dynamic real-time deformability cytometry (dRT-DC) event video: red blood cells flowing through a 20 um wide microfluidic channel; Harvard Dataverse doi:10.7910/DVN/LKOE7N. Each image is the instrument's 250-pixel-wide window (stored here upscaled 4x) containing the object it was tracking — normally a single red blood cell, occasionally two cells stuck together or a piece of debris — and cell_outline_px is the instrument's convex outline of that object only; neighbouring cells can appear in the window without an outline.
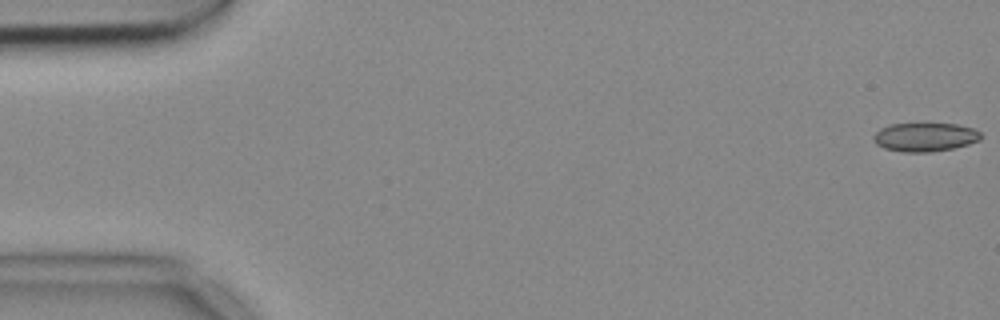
{"species": "common noctule bat (a hibernating species)", "species_latin": "Nyctalus noctula", "temperature_condition": "cold", "stored_images_in_passage": 54, "camera_frame_rate_fps": 3000, "um_per_image_px": 0.085, "animal": {"sex": "female", "body_mass_g": 18.4}, "frame": {"image": 1, "passage_image": 1, "time_ms": 0.0, "image_size_px": [1000, 320], "cell_outline_px": [[984, 136], [980, 140], [968, 144], [952, 148], [932, 152], [904, 152], [884, 148], [876, 144], [872, 140], [872, 136], [880, 128], [892, 124], [924, 120], [956, 124], [972, 128], [980, 132]], "centroid_in_image_um": [78.61, 11.6], "position_along_channel_um": 6.4, "area_um2": 18.9}}
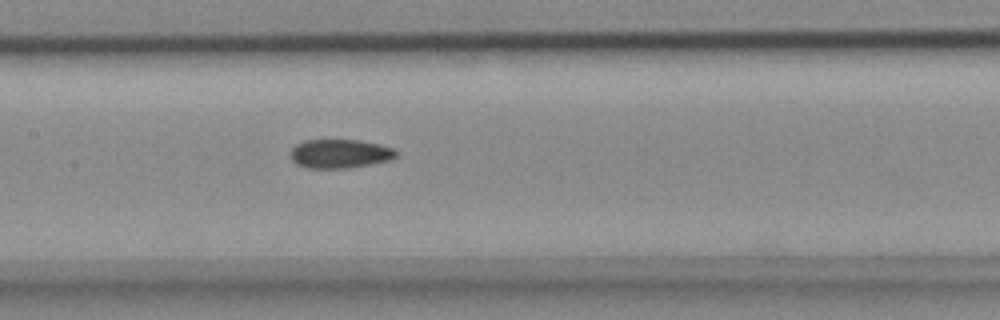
{"frame": {"image": 2, "passage_image": 26, "time_ms": 8.333, "image_size_px": [1000, 320], "cell_outline_px": [[396, 156], [388, 160], [368, 164], [344, 168], [308, 168], [296, 164], [292, 160], [292, 148], [296, 144], [304, 140], [360, 140], [380, 144], [392, 148], [396, 152]], "centroid_in_image_um": [28.86, 13.05], "position_along_channel_um": 178.5, "area_um2": 17.51}}
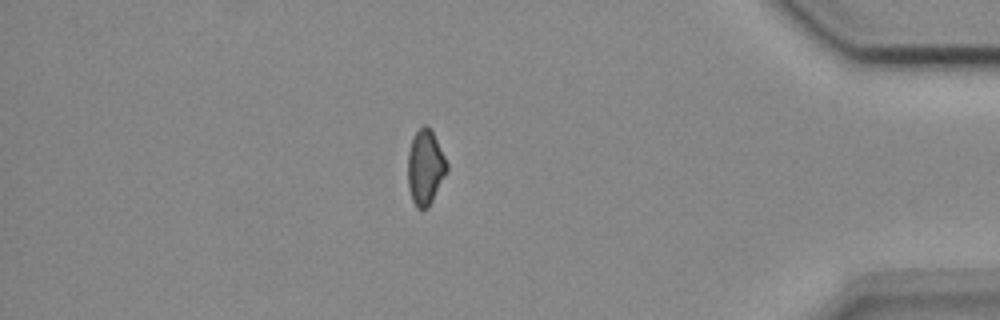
{"frame": {"image": 3, "passage_image": 47, "time_ms": 15.333, "image_size_px": [1000, 320], "cell_outline_px": [[448, 168], [428, 208], [416, 208], [412, 200], [408, 184], [408, 152], [412, 140], [416, 132], [424, 124], [428, 124], [448, 164]], "centroid_in_image_um": [36.13, 14.22], "position_along_channel_um": 399.1, "area_um2": 16.7}, "authors_computed_cell_mechanics": {"area_um2": 18.0047, "velocity_mm_per_s": 3.6923, "shape_relaxation_time_tau1_ms": 8.2548, "shape_relaxation_time_tau2_ms": 3.0908, "deformation_change_tau1": 0.0999, "deformation_change_tau2": 0.0849}}